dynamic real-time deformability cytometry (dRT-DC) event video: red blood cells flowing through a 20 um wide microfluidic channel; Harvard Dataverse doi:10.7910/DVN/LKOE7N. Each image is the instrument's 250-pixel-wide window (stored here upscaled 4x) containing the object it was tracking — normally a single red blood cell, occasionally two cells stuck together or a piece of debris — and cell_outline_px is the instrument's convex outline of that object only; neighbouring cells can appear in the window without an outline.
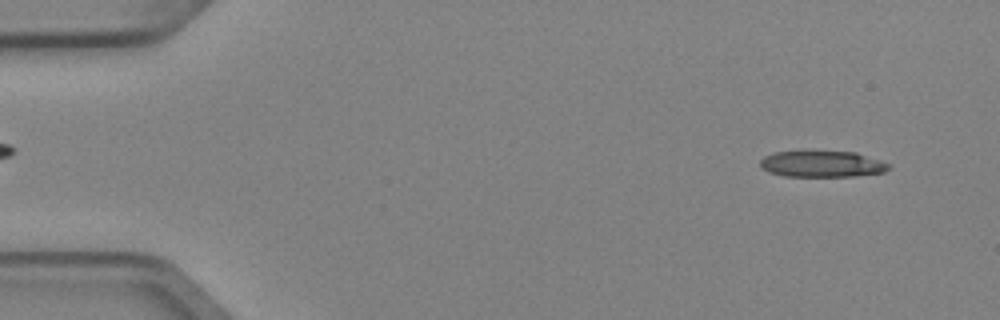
{"species": "Egyptian fruit bat (a non-hibernating species)", "species_latin": "Rousettus aegyptiacus", "temperature_condition": "cold", "stored_images_in_passage": 6, "camera_frame_rate_fps": 3000, "um_per_image_px": 0.085, "animal": {"sex": "female"}, "frame": {"image": 1, "passage_image": 6, "time_ms": 1.667, "image_size_px": [1000, 320], "cell_outline_px": [[892, 164], [884, 172], [856, 176], [784, 176], [768, 172], [760, 168], [760, 160], [764, 156], [772, 152], [804, 148], [856, 152]], "centroid_in_image_um": [69.8, 13.88], "position_along_channel_um": 15.2, "area_um2": 20.81}}